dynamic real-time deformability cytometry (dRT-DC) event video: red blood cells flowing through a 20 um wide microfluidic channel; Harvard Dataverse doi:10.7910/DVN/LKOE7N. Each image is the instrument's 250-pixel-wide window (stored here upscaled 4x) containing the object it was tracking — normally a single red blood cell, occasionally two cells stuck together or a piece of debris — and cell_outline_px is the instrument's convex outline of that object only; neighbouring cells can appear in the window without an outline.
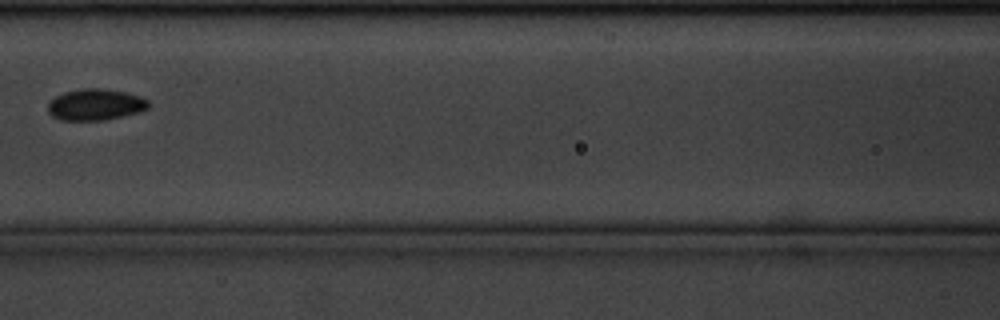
{"species": "common noctule bat (a hibernating species)", "species_latin": "Nyctalus noctula", "temperature_condition": "cold", "stored_images_in_passage": 9, "camera_frame_rate_fps": 3000, "um_per_image_px": 0.085, "animal": {"sex": "male", "body_mass_g": 20.1, "forearm_length_mm": 53.5}, "frame": {"image": 1, "passage_image": 8, "time_ms": 2.333, "image_size_px": [1000, 320], "cell_outline_px": [[152, 104], [148, 108], [140, 112], [104, 120], [60, 120], [52, 116], [48, 112], [48, 104], [56, 96], [64, 92], [84, 88], [104, 88], [128, 92], [140, 96], [148, 100]], "centroid_in_image_um": [8.15, 8.88], "position_along_channel_um": 158.4, "area_um2": 18.55}}